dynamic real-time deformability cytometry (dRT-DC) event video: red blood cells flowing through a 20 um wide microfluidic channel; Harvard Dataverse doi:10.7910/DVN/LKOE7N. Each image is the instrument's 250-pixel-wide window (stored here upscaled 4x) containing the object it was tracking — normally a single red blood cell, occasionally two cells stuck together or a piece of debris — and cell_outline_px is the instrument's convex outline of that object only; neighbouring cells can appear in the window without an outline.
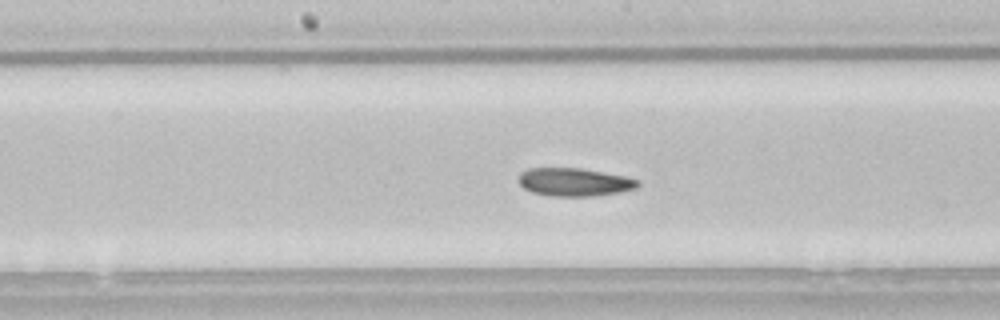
{"species": "common noctule bat (a hibernating species)", "species_latin": "Nyctalus noctula", "temperature_condition": "room temperature", "stored_images_in_passage": 39, "camera_frame_rate_fps": 3000, "um_per_image_px": 0.085, "animal": {"sex": "male", "body_mass_g": 21.5, "forearm_length_mm": 52.0}, "frame": {"image": 1, "passage_image": 12, "time_ms": 3.667, "image_size_px": [1000, 320], "cell_outline_px": [[640, 184], [636, 188], [620, 192], [592, 196], [552, 196], [532, 192], [524, 188], [520, 184], [520, 172], [528, 168], [580, 168], [624, 176], [640, 180]], "centroid_in_image_um": [48.83, 15.47], "position_along_channel_um": 199.4, "area_um2": 19.42}, "authors_computed_cell_mechanics": {"area_um2": 19.4786, "velocity_mm_per_s": 3.8019, "shape_relaxation_time_tau1_ms": 4.5183, "shape_relaxation_time_tau2_ms": null, "deformation_change_tau1": 0.1118, "deformation_change_tau2": null}}